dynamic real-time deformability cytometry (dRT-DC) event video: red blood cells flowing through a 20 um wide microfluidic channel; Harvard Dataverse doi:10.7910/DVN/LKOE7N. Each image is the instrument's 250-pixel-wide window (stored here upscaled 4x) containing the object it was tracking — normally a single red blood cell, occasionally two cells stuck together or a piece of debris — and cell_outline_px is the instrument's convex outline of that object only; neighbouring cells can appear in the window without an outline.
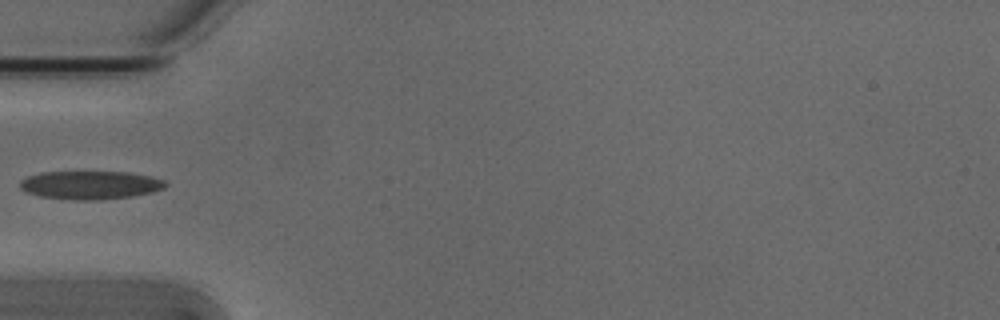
{"species": "Egyptian fruit bat (a non-hibernating species)", "species_latin": "Rousettus aegyptiacus", "temperature_condition": "cold", "stored_images_in_passage": 6, "camera_frame_rate_fps": 3000, "um_per_image_px": 0.085, "animal": {"sex": "male"}, "frame": {"image": 1, "passage_image": 5, "time_ms": 1.333, "image_size_px": [1000, 320], "cell_outline_px": [[168, 184], [164, 188], [152, 192], [132, 196], [100, 200], [72, 200], [40, 196], [28, 192], [20, 188], [20, 180], [28, 176], [40, 172], [128, 172], [148, 176], [164, 180]], "centroid_in_image_um": [7.67, 15.73], "position_along_channel_um": 77.3, "area_um2": 23.99}}